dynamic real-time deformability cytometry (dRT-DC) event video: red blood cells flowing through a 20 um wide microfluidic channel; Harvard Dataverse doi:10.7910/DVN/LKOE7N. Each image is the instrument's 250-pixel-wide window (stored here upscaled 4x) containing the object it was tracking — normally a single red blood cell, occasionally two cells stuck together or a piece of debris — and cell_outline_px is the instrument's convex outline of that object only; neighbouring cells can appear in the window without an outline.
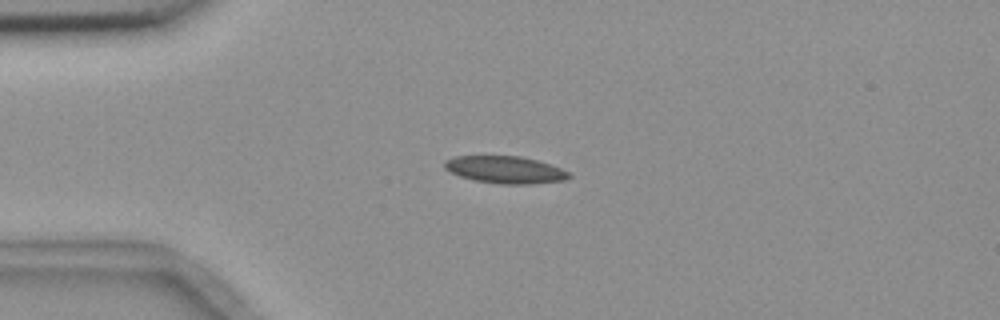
{"species": "common noctule bat (a hibernating species)", "species_latin": "Nyctalus noctula", "temperature_condition": "room temperature", "stored_images_in_passage": 2, "camera_frame_rate_fps": 3000, "um_per_image_px": 0.085, "animal": {"sex": "female", "body_mass_g": 18.4}, "frame": {"image": 1, "passage_image": 1, "time_ms": 0.0, "image_size_px": [1000, 320], "cell_outline_px": [[572, 176], [564, 180], [532, 184], [500, 184], [476, 180], [460, 176], [444, 168], [444, 160], [456, 156], [520, 156], [536, 160], [560, 168], [568, 172]], "centroid_in_image_um": [42.93, 14.43], "position_along_channel_um": 42.1, "area_um2": 19.54}}